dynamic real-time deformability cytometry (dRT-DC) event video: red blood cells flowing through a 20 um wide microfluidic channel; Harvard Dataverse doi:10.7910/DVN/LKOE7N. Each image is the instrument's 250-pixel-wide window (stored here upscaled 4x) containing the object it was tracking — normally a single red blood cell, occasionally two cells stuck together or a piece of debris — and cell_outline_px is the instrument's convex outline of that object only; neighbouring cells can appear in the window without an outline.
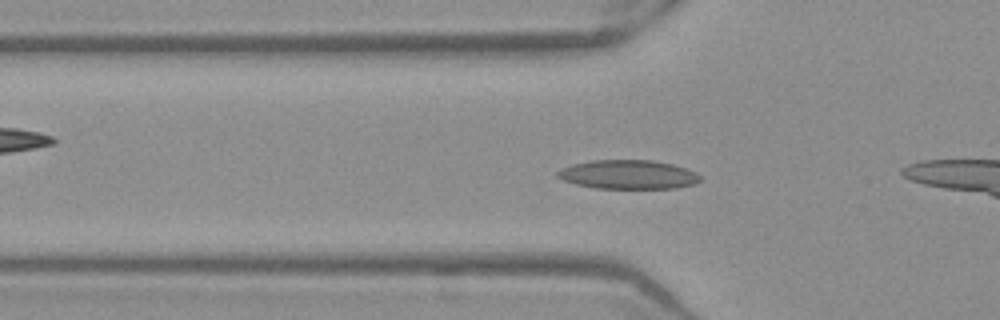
{"species": "Egyptian fruit bat (a non-hibernating species)", "species_latin": "Rousettus aegyptiacus", "temperature_condition": "warm", "stored_images_in_passage": 53, "camera_frame_rate_fps": 3000, "um_per_image_px": 0.085, "frame": {"image": 1, "passage_image": 17, "time_ms": 5.333, "image_size_px": [1000, 320], "cell_outline_px": [[700, 180], [696, 184], [676, 188], [596, 188], [576, 184], [564, 180], [556, 176], [556, 172], [560, 168], [572, 164], [592, 160], [652, 160], [672, 164], [688, 168], [696, 172], [700, 176]], "centroid_in_image_um": [53.41, 14.83], "position_along_channel_um": 72.4, "area_um2": 24.22}}
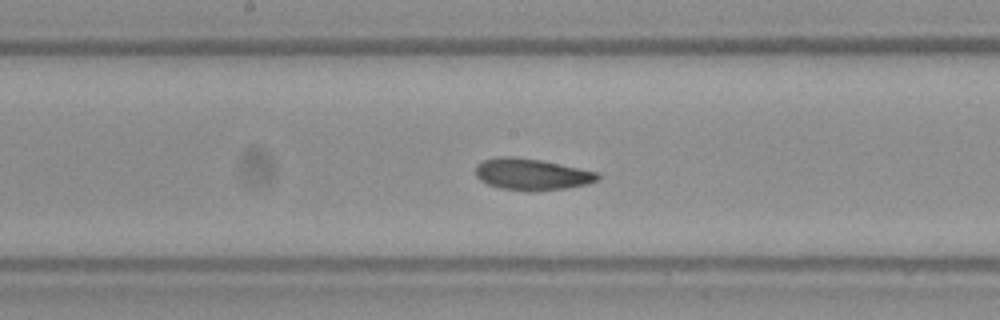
{"frame": {"image": 2, "passage_image": 27, "time_ms": 8.667, "image_size_px": [1000, 320], "cell_outline_px": [[600, 180], [568, 188], [532, 192], [528, 192], [500, 188], [488, 184], [480, 180], [476, 176], [476, 164], [484, 160], [496, 156], [512, 156], [540, 160], [600, 172]], "centroid_in_image_um": [45.2, 14.82], "position_along_channel_um": 203.0, "area_um2": 22.72}}
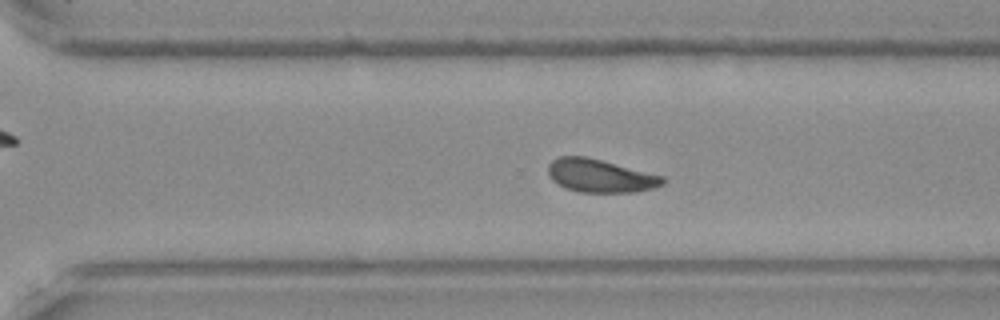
{"frame": {"image": 3, "passage_image": 36, "time_ms": 11.667, "image_size_px": [1000, 320], "cell_outline_px": [[664, 184], [652, 188], [636, 192], [580, 192], [564, 188], [552, 180], [548, 176], [548, 164], [552, 160], [560, 156], [584, 156], [664, 176]], "centroid_in_image_um": [50.98, 14.95], "position_along_channel_um": 319.6, "area_um2": 22.02}, "authors_computed_cell_mechanics": {"area_um2": 22.542, "velocity_mm_per_s": 3.8937, "shape_relaxation_time_tau1_ms": 4.9428, "shape_relaxation_time_tau2_ms": 2.8617, "deformation_change_tau1": 0.1205, "deformation_change_tau2": 0.085}}